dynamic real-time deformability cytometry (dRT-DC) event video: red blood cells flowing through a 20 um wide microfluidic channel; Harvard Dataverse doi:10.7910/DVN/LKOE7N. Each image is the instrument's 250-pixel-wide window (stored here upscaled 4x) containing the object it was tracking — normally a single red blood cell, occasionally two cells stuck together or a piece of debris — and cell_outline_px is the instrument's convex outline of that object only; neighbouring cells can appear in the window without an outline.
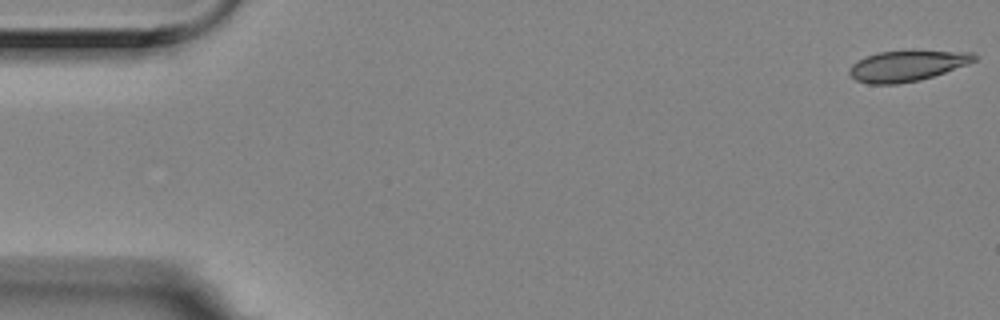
{"species": "Egyptian fruit bat (a non-hibernating species)", "species_latin": "Rousettus aegyptiacus", "temperature_condition": "room temperature", "stored_images_in_passage": 11, "camera_frame_rate_fps": 3000, "um_per_image_px": 0.085, "animal": {"sex": "female"}, "frame": {"image": 1, "passage_image": 1, "time_ms": 0.0, "image_size_px": [1000, 320], "cell_outline_px": [[980, 56], [976, 60], [968, 64], [920, 80], [896, 84], [868, 84], [856, 80], [848, 72], [848, 68], [856, 60], [880, 52], [912, 48], [972, 52]], "centroid_in_image_um": [77.14, 5.54], "position_along_channel_um": 7.9, "area_um2": 23.18}}
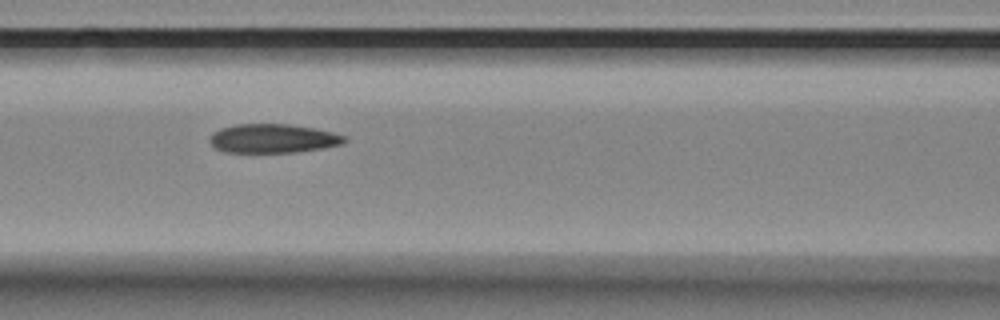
{"frame": {"image": 2, "passage_image": 7, "time_ms": 2.0, "image_size_px": [1000, 320], "cell_outline_px": [[348, 140], [344, 144], [324, 148], [296, 152], [224, 152], [216, 148], [208, 140], [212, 132], [220, 128], [236, 124], [288, 124], [312, 128], [332, 132], [348, 136]], "centroid_in_image_um": [23.22, 11.77], "position_along_channel_um": 143.4, "area_um2": 22.89}}
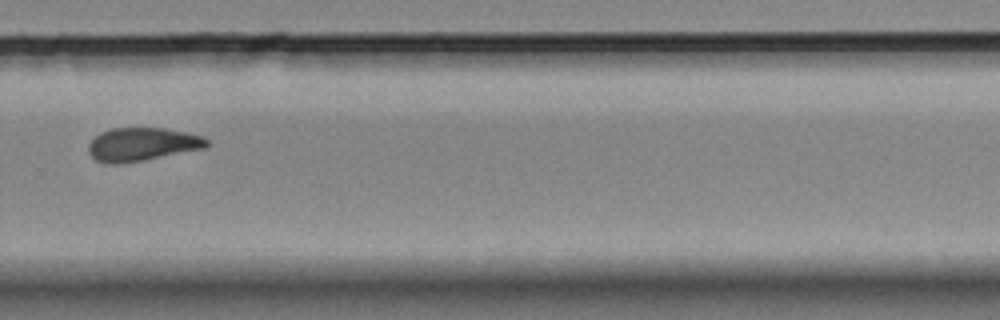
{"frame": {"image": 3, "passage_image": 11, "time_ms": 3.333, "image_size_px": [1000, 320], "cell_outline_px": [[208, 148], [144, 160], [116, 164], [108, 164], [96, 160], [88, 152], [88, 144], [100, 132], [112, 128], [164, 128], [188, 132], [204, 136], [208, 140]], "centroid_in_image_um": [12.12, 12.26], "position_along_channel_um": 317.7, "area_um2": 23.18}}